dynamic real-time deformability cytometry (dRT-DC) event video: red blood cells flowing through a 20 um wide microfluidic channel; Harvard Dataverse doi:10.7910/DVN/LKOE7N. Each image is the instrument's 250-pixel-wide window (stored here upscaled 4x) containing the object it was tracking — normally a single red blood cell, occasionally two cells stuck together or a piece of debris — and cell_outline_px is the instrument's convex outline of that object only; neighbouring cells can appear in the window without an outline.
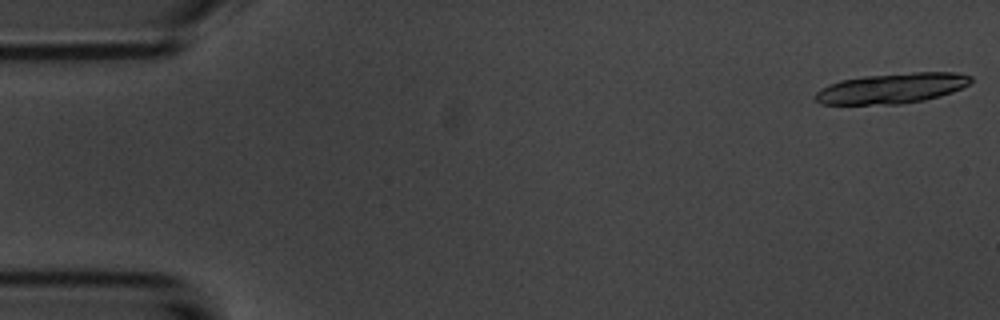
{"species": "common noctule bat (a hibernating species)", "species_latin": "Nyctalus noctula", "temperature_condition": "room temperature", "stored_images_in_passage": 6, "camera_frame_rate_fps": 3000, "um_per_image_px": 0.085, "animal": {"sex": "male", "body_mass_g": 20.1, "forearm_length_mm": 53.5}, "frame": {"image": 1, "passage_image": 1, "time_ms": 0.0, "image_size_px": [1000, 320], "cell_outline_px": [[972, 80], [968, 84], [952, 92], [940, 96], [924, 100], [900, 104], [820, 104], [812, 96], [820, 88], [828, 84], [840, 80], [864, 76], [912, 72], [956, 72], [972, 76]], "centroid_in_image_um": [75.78, 7.5], "position_along_channel_um": 9.2, "area_um2": 27.57}}